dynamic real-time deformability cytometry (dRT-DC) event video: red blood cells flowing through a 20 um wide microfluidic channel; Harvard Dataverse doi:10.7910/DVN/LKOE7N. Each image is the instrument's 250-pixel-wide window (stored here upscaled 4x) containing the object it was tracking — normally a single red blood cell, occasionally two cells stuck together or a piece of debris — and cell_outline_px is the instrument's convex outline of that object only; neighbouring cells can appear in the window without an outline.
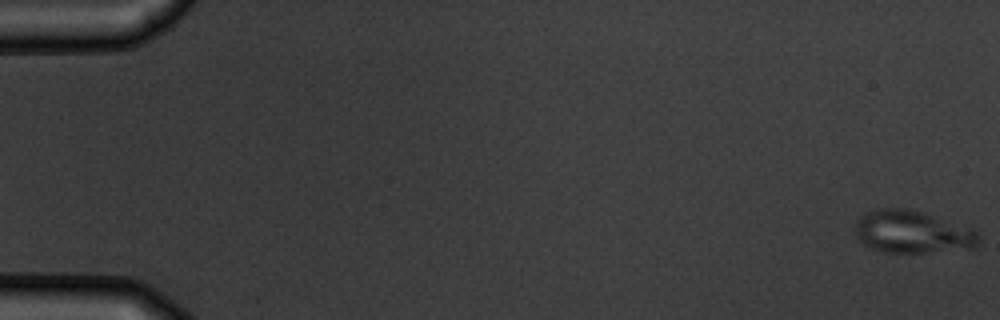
{"species": "common noctule bat (a hibernating species)", "species_latin": "Nyctalus noctula", "temperature_condition": "warm", "stored_images_in_passage": 4, "camera_frame_rate_fps": 3000, "um_per_image_px": 0.085, "animal": {"sex": "male", "body_mass_g": 19.5, "forearm_length_mm": 54.6}, "frame": {"image": 1, "passage_image": 1, "time_ms": 0.0, "image_size_px": [1000, 320], "cell_outline_px": [[980, 240], [972, 248], [924, 252], [884, 252], [872, 248], [864, 244], [856, 236], [856, 220], [860, 216], [868, 212], [880, 208], [908, 208], [924, 212], [976, 232], [980, 236]], "centroid_in_image_um": [77.49, 19.71], "position_along_channel_um": 7.5, "area_um2": 30.0}}